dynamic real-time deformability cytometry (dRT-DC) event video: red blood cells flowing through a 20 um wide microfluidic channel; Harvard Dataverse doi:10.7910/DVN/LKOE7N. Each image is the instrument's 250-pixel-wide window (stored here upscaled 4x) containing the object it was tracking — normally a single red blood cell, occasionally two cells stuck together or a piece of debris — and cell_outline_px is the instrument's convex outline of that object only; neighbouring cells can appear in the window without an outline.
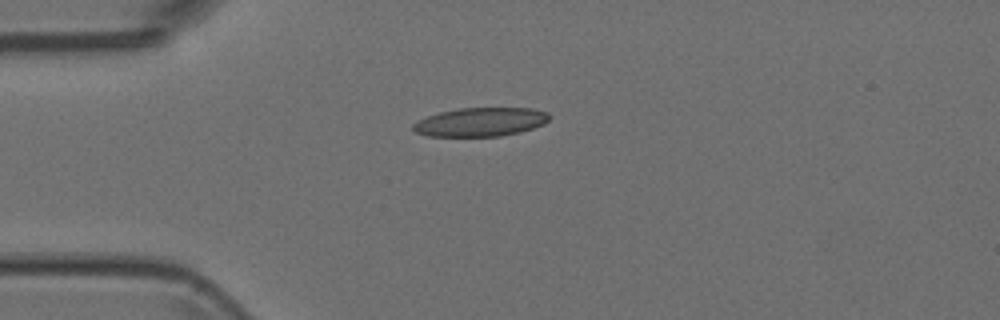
{"species": "Egyptian fruit bat (a non-hibernating species)", "species_latin": "Rousettus aegyptiacus", "temperature_condition": "room temperature", "stored_images_in_passage": 3, "camera_frame_rate_fps": 3000, "um_per_image_px": 0.085, "animal": {"sex": "female"}, "frame": {"image": 1, "passage_image": 1, "time_ms": 0.0, "image_size_px": [1000, 320], "cell_outline_px": [[548, 120], [544, 124], [520, 132], [500, 136], [428, 136], [416, 132], [412, 128], [412, 124], [428, 116], [440, 112], [456, 108], [532, 108], [548, 112]], "centroid_in_image_um": [40.85, 10.36], "position_along_channel_um": 44.2, "area_um2": 22.72}}
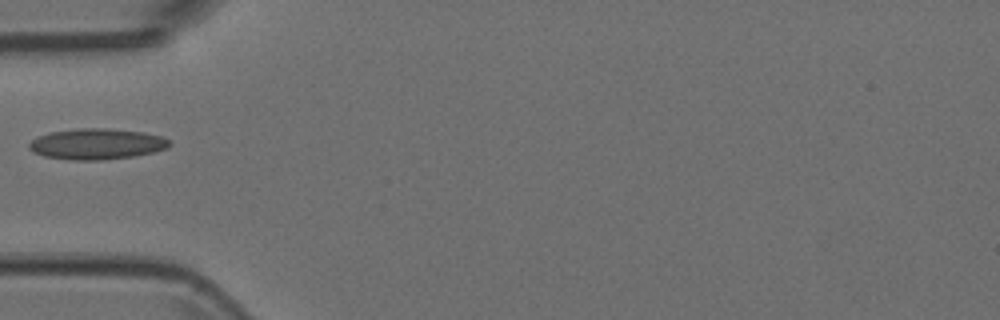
{"frame": {"image": 2, "passage_image": 2, "time_ms": 0.333, "image_size_px": [1000, 320], "cell_outline_px": [[172, 144], [168, 148], [136, 156], [100, 160], [72, 160], [44, 156], [28, 148], [28, 144], [32, 140], [40, 136], [52, 132], [80, 128], [104, 128], [140, 132], [160, 136], [168, 140]], "centroid_in_image_um": [8.24, 12.25], "position_along_channel_um": 76.8, "area_um2": 24.91}}
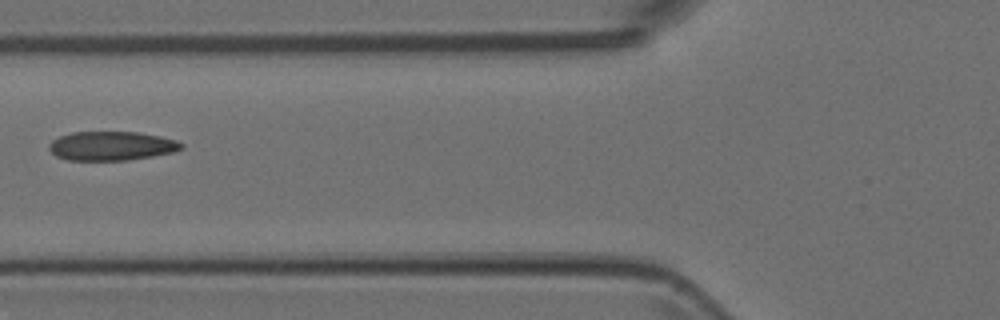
{"frame": {"image": 3, "passage_image": 3, "time_ms": 0.667, "image_size_px": [1000, 320], "cell_outline_px": [[184, 148], [172, 152], [152, 156], [128, 160], [68, 160], [56, 156], [48, 148], [48, 144], [52, 140], [60, 136], [72, 132], [140, 132], [160, 136], [176, 140], [184, 144]], "centroid_in_image_um": [9.48, 12.4], "position_along_channel_um": 116.3, "area_um2": 22.43}}